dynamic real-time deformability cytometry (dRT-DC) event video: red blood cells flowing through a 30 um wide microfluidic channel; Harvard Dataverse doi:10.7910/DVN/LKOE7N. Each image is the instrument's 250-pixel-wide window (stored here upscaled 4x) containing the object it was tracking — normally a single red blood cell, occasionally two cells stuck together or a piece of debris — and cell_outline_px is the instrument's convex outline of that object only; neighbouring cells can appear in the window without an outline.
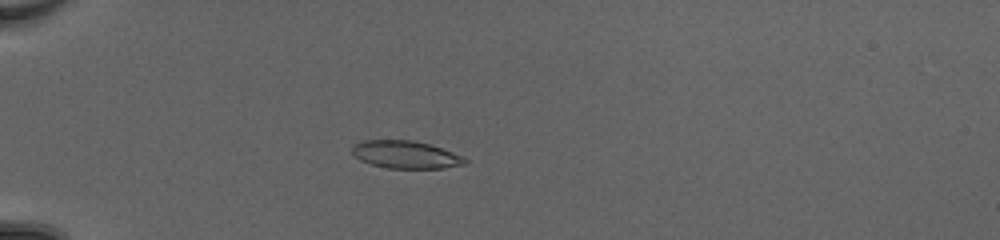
{"species": "common noctule bat (a hibernating species)", "species_latin": "Nyctalus noctula", "temperature_condition": "cold", "stored_images_in_passage": 53, "camera_frame_rate_fps": 3000, "um_per_image_px": 0.085, "animal": {"sex": "female", "body_mass_g": 20.0, "forearm_length_mm": 54.0}, "frame": {"image": 1, "passage_image": 18, "time_ms": 5.667, "image_size_px": [1000, 240], "cell_outline_px": [[468, 164], [444, 168], [388, 168], [372, 164], [360, 160], [352, 152], [352, 144], [364, 140], [412, 140], [428, 144], [464, 156], [468, 160]], "centroid_in_image_um": [34.5, 13.14], "position_along_channel_um": 50.5, "area_um2": 18.15}}
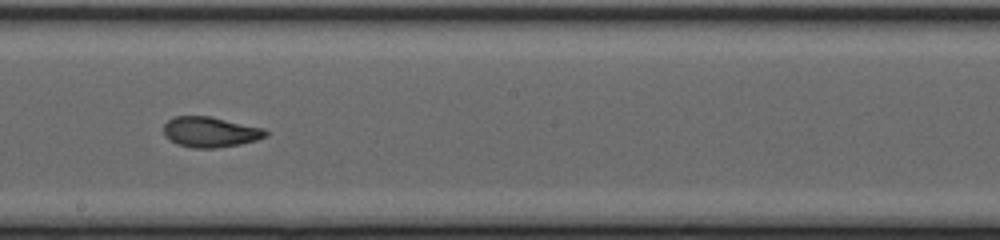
{"frame": {"image": 2, "passage_image": 33, "time_ms": 10.667, "image_size_px": [1000, 240], "cell_outline_px": [[268, 136], [256, 140], [240, 144], [216, 148], [192, 148], [176, 144], [164, 136], [164, 124], [172, 116], [212, 116], [264, 128], [268, 132]], "centroid_in_image_um": [17.87, 11.21], "position_along_channel_um": 230.3, "area_um2": 18.32}}
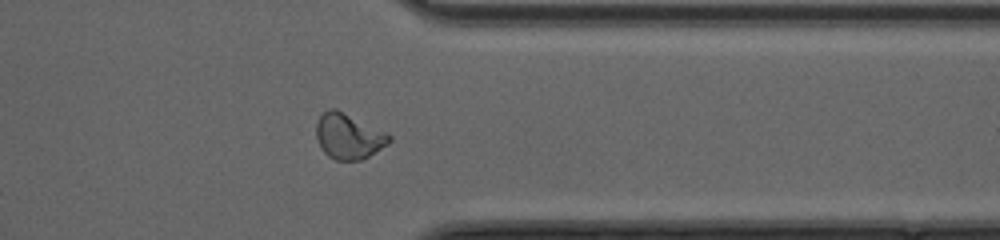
{"frame": {"image": 3, "passage_image": 44, "time_ms": 14.333, "image_size_px": [1000, 240], "cell_outline_px": [[392, 140], [388, 144], [368, 156], [360, 160], [336, 160], [328, 156], [320, 148], [316, 140], [316, 124], [320, 116], [328, 108], [336, 108], [388, 132], [392, 136]], "centroid_in_image_um": [29.63, 11.57], "position_along_channel_um": 381.8, "area_um2": 19.59}, "authors_computed_cell_mechanics": {"area_um2": 18.7272, "velocity_mm_per_s": 4.186, "shape_relaxation_time_tau1_ms": 5.946, "shape_relaxation_time_tau2_ms": 1.094, "deformation_change_tau1": 0.1957, "deformation_change_tau2": 0.0618}}